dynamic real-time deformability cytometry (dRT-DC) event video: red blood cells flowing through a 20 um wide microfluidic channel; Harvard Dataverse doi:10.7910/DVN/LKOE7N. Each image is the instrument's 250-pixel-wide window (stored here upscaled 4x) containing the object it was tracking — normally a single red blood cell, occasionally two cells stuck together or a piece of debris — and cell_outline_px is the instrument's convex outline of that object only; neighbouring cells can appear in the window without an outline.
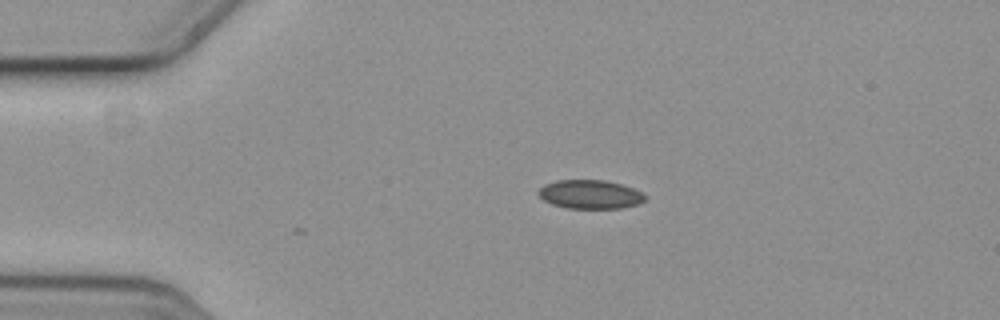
{"species": "common noctule bat (a hibernating species)", "species_latin": "Nyctalus noctula", "temperature_condition": "cold", "stored_images_in_passage": 4, "camera_frame_rate_fps": 3000, "um_per_image_px": 0.085, "animal": {"sex": "female", "body_mass_g": 19.3, "forearm_length_mm": 54.1}, "frame": {"image": 1, "passage_image": 1, "time_ms": 0.0, "image_size_px": [1000, 320], "cell_outline_px": [[644, 200], [640, 204], [620, 208], [564, 208], [552, 204], [544, 200], [536, 192], [544, 184], [556, 180], [604, 180], [620, 184], [632, 188], [640, 192], [644, 196]], "centroid_in_image_um": [50.11, 16.52], "position_along_channel_um": 34.9, "area_um2": 17.8}}
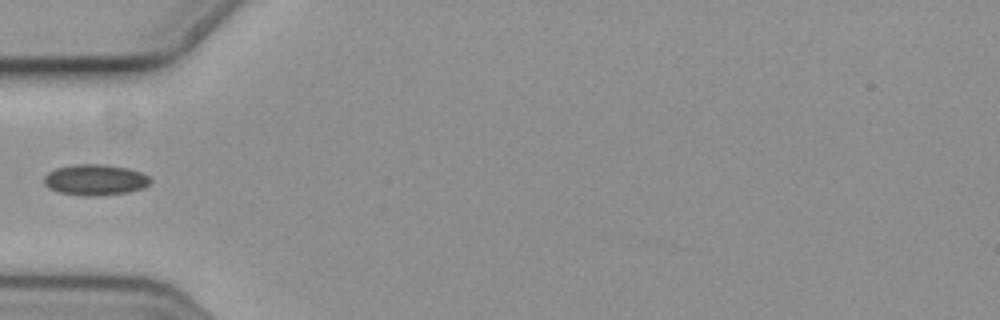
{"frame": {"image": 2, "passage_image": 3, "time_ms": 0.667, "image_size_px": [1000, 320], "cell_outline_px": [[152, 180], [144, 188], [128, 192], [96, 196], [84, 196], [60, 192], [48, 188], [44, 184], [44, 176], [48, 172], [56, 168], [72, 164], [104, 164], [128, 168], [140, 172], [148, 176]], "centroid_in_image_um": [8.08, 15.28], "position_along_channel_um": 76.9, "area_um2": 19.25}}
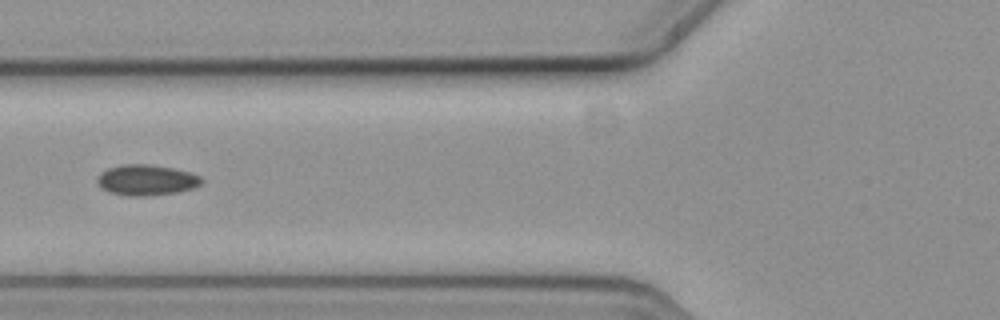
{"frame": {"image": 3, "passage_image": 4, "time_ms": 1.0, "image_size_px": [1000, 320], "cell_outline_px": [[204, 180], [200, 184], [192, 188], [176, 192], [152, 196], [128, 196], [108, 192], [100, 188], [96, 180], [96, 176], [100, 172], [108, 168], [124, 164], [152, 164], [172, 168], [188, 172], [200, 176]], "centroid_in_image_um": [12.39, 15.31], "position_along_channel_um": 113.4, "area_um2": 18.84}}